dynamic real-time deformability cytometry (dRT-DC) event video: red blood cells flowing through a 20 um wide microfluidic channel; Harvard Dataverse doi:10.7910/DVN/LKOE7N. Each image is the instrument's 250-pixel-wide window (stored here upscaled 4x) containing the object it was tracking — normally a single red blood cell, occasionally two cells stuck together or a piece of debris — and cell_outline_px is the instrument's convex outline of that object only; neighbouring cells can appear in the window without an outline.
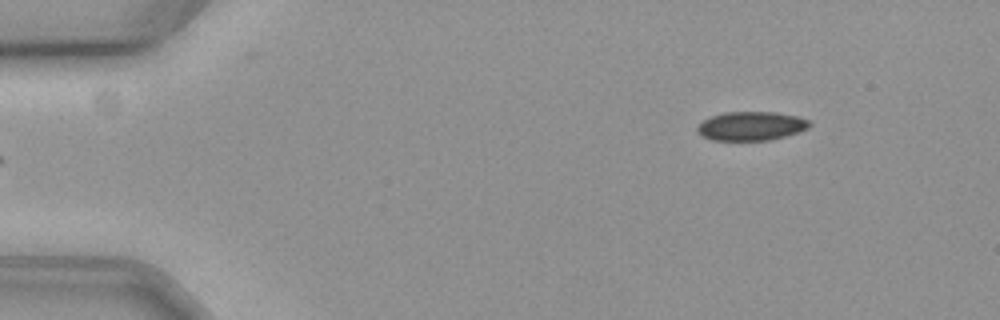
{"species": "common noctule bat (a hibernating species)", "species_latin": "Nyctalus noctula", "temperature_condition": "cold", "stored_images_in_passage": 13, "camera_frame_rate_fps": 3000, "um_per_image_px": 0.085, "animal": {"sex": "female", "body_mass_g": 19.3, "forearm_length_mm": 54.1}, "frame": {"image": 1, "passage_image": 1, "time_ms": 0.0, "image_size_px": [1000, 320], "cell_outline_px": [[812, 124], [808, 128], [772, 140], [712, 140], [700, 136], [696, 132], [696, 128], [704, 120], [712, 116], [724, 112], [772, 112], [796, 116], [808, 120]], "centroid_in_image_um": [63.81, 10.72], "position_along_channel_um": 21.2, "area_um2": 18.79}}
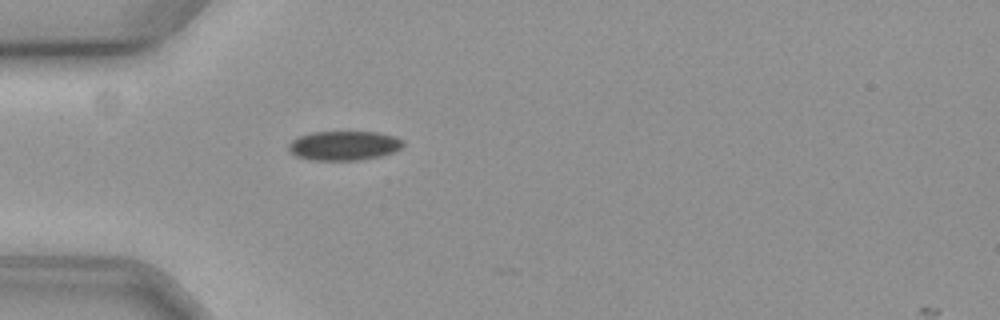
{"frame": {"image": 2, "passage_image": 11, "time_ms": 3.333, "image_size_px": [1000, 320], "cell_outline_px": [[404, 144], [400, 148], [392, 152], [380, 156], [360, 160], [308, 160], [296, 156], [288, 148], [288, 144], [292, 140], [300, 136], [312, 132], [376, 132], [392, 136], [404, 140]], "centroid_in_image_um": [29.22, 12.38], "position_along_channel_um": 55.8, "area_um2": 19.48}}